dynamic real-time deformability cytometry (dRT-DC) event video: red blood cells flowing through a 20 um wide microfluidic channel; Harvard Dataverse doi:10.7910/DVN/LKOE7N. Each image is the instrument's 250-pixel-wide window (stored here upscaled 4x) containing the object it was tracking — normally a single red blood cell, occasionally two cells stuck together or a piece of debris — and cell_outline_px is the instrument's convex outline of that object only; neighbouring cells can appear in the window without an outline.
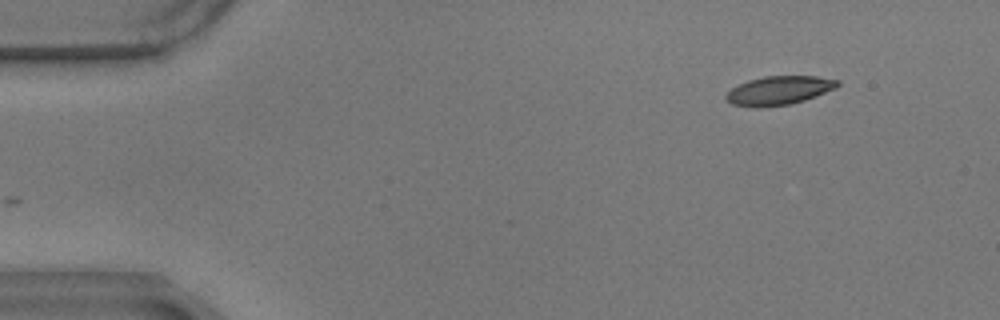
{"species": "common noctule bat (a hibernating species)", "species_latin": "Nyctalus noctula", "temperature_condition": "warm", "stored_images_in_passage": 53, "camera_frame_rate_fps": 3000, "um_per_image_px": 0.085, "animal": {"sex": "male", "body_mass_g": 17.9}, "frame": {"image": 1, "passage_image": 1, "time_ms": 0.0, "image_size_px": [1000, 320], "cell_outline_px": [[840, 84], [836, 88], [816, 96], [792, 104], [756, 108], [732, 104], [724, 100], [724, 96], [732, 88], [748, 80], [764, 76], [816, 76], [840, 80]], "centroid_in_image_um": [66.21, 7.69], "position_along_channel_um": 18.8, "area_um2": 18.84}}
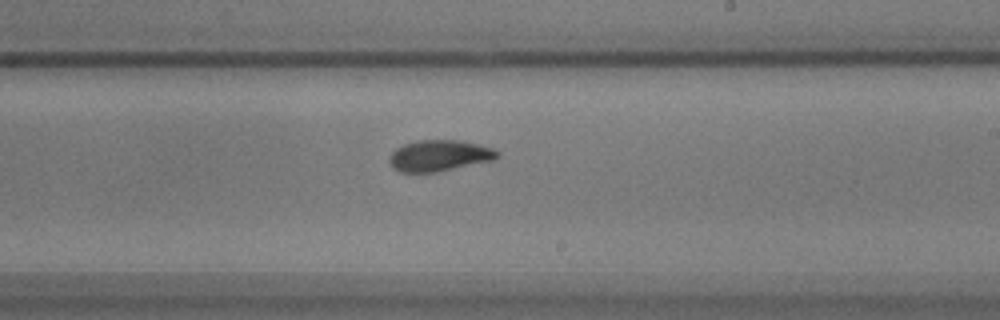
{"frame": {"image": 2, "passage_image": 29, "time_ms": 9.333, "image_size_px": [1000, 320], "cell_outline_px": [[500, 156], [492, 160], [436, 172], [400, 172], [392, 168], [388, 160], [388, 156], [396, 148], [404, 144], [416, 140], [460, 140], [492, 148], [500, 152]], "centroid_in_image_um": [37.3, 13.22], "position_along_channel_um": 251.7, "area_um2": 19.59}}
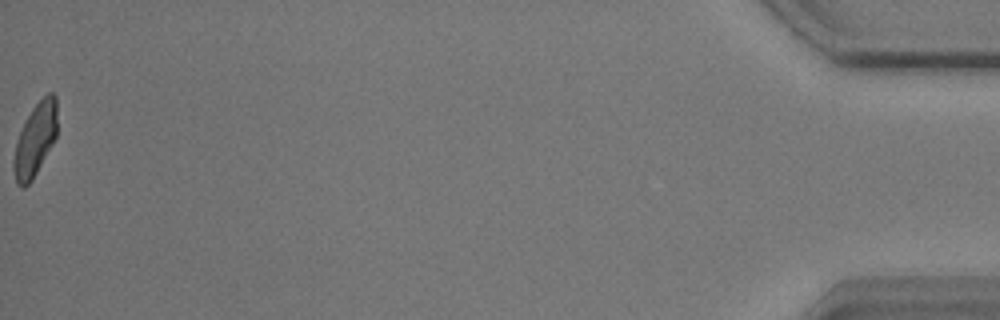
{"frame": {"image": 3, "passage_image": 53, "time_ms": 17.333, "image_size_px": [1000, 320], "cell_outline_px": [[56, 136], [52, 144], [32, 180], [24, 188], [20, 188], [16, 184], [12, 168], [12, 160], [16, 140], [32, 108], [48, 92], [52, 92], [56, 96]], "centroid_in_image_um": [2.95, 11.91], "position_along_channel_um": 432.2, "area_um2": 18.38}, "authors_computed_cell_mechanics": {"area_um2": 19.1896, "velocity_mm_per_s": 3.4825, "shape_relaxation_time_tau1_ms": 4.881, "shape_relaxation_time_tau2_ms": 2.334, "deformation_change_tau1": 0.179, "deformation_change_tau2": 0.0845}}